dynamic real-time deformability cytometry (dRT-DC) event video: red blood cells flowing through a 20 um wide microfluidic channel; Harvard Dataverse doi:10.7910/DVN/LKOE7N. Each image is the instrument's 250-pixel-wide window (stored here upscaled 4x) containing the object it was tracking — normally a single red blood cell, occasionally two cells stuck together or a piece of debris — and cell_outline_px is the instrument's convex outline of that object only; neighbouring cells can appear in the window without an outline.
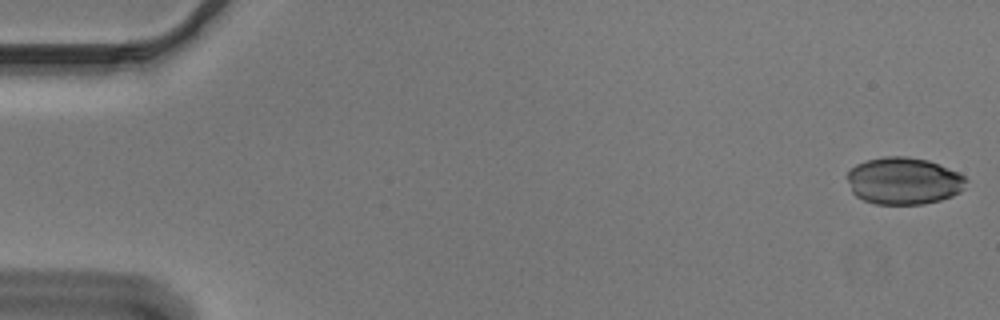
{"species": "Egyptian fruit bat (a non-hibernating species)", "species_latin": "Rousettus aegyptiacus", "temperature_condition": "cold", "stored_images_in_passage": 54, "camera_frame_rate_fps": 3000, "um_per_image_px": 0.085, "animal": {"sex": "male"}, "frame": {"image": 1, "passage_image": 1, "time_ms": 0.0, "image_size_px": [1000, 320], "cell_outline_px": [[968, 180], [964, 188], [960, 192], [952, 196], [940, 200], [924, 204], [876, 204], [864, 200], [856, 196], [852, 192], [848, 180], [848, 172], [856, 164], [868, 160], [884, 156], [908, 156], [928, 160], [960, 172]], "centroid_in_image_um": [76.85, 15.37], "position_along_channel_um": 8.2, "area_um2": 32.77}}
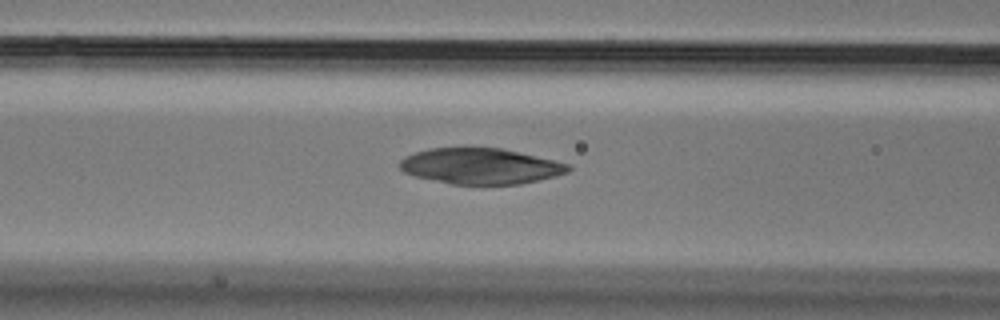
{"frame": {"image": 2, "passage_image": 22, "time_ms": 7.0, "image_size_px": [1000, 320], "cell_outline_px": [[572, 168], [568, 172], [556, 176], [540, 180], [520, 184], [452, 184], [416, 176], [404, 172], [400, 168], [400, 160], [404, 156], [428, 148], [464, 144], [500, 148], [552, 160], [568, 164]], "centroid_in_image_um": [40.79, 14.08], "position_along_channel_um": 125.8, "area_um2": 35.84}}
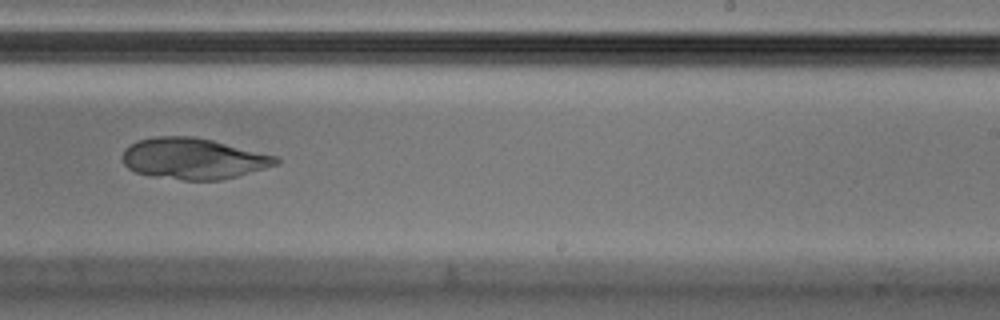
{"frame": {"image": 3, "passage_image": 34, "time_ms": 11.0, "image_size_px": [1000, 320], "cell_outline_px": [[280, 160], [276, 164], [264, 168], [236, 176], [220, 180], [184, 180], [152, 176], [136, 172], [128, 168], [124, 164], [124, 148], [136, 140], [156, 136], [192, 136], [212, 140], [276, 156]], "centroid_in_image_um": [16.39, 13.47], "position_along_channel_um": 272.6, "area_um2": 36.41}}